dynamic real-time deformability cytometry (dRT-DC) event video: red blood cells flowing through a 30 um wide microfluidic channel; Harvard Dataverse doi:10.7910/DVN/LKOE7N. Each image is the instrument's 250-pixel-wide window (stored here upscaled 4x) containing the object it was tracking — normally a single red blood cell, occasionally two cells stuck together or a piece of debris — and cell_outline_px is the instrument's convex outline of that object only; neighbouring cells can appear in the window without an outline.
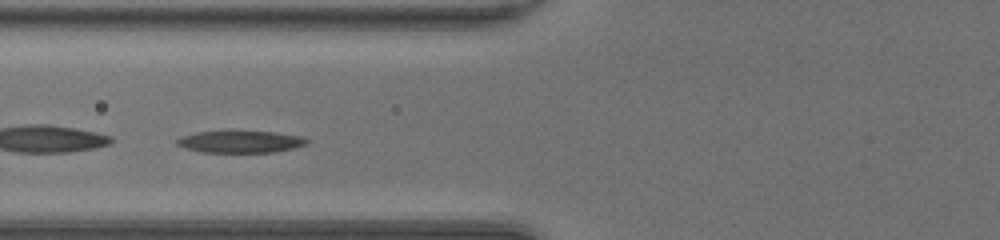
{"species": "common noctule bat (a hibernating species)", "species_latin": "Nyctalus noctula", "temperature_condition": "room temperature", "stored_images_in_passage": 38, "camera_frame_rate_fps": 3000, "um_per_image_px": 0.085, "animal": {"sex": "female", "body_mass_g": 20.0, "forearm_length_mm": 54.0}, "frame": {"image": 1, "passage_image": 11, "time_ms": 3.333, "image_size_px": [1000, 240], "cell_outline_px": [[312, 140], [308, 144], [292, 148], [272, 152], [204, 152], [188, 148], [176, 144], [176, 140], [184, 136], [196, 132], [276, 132], [300, 136]], "centroid_in_image_um": [20.51, 12.05], "position_along_channel_um": 105.3, "area_um2": 16.24}}
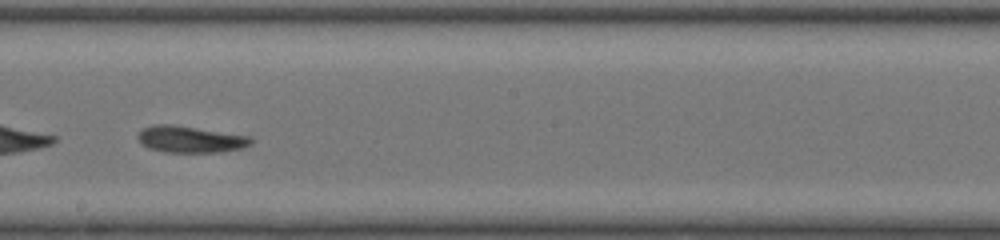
{"frame": {"image": 2, "passage_image": 20, "time_ms": 6.333, "image_size_px": [1000, 240], "cell_outline_px": [[252, 140], [248, 144], [240, 148], [220, 152], [164, 152], [148, 148], [136, 136], [144, 128], [152, 124], [172, 124], [248, 136]], "centroid_in_image_um": [16.11, 11.84], "position_along_channel_um": 232.1, "area_um2": 17.17}}
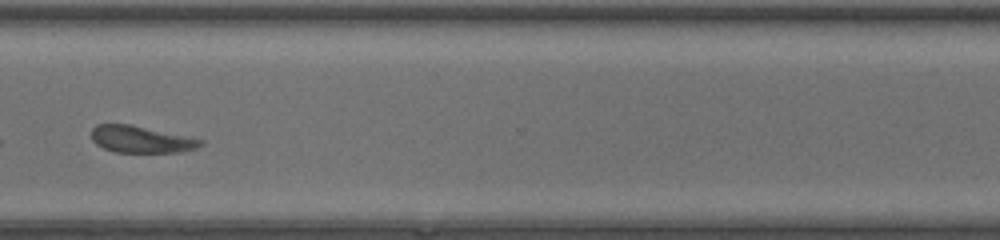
{"frame": {"image": 3, "passage_image": 29, "time_ms": 9.333, "image_size_px": [1000, 240], "cell_outline_px": [[204, 144], [196, 148], [180, 152], [116, 152], [104, 148], [96, 144], [92, 140], [92, 128], [96, 124], [128, 124], [204, 140]], "centroid_in_image_um": [11.97, 11.85], "position_along_channel_um": 358.6, "area_um2": 16.82}, "authors_computed_cell_mechanics": {"area_um2": 17.4267, "velocity_mm_per_s": 4.2197, "shape_relaxation_time_tau1_ms": 1.7697, "shape_relaxation_time_tau2_ms": 5.6686, "deformation_change_tau1": 0.1162, "deformation_change_tau2": 0.1431}}